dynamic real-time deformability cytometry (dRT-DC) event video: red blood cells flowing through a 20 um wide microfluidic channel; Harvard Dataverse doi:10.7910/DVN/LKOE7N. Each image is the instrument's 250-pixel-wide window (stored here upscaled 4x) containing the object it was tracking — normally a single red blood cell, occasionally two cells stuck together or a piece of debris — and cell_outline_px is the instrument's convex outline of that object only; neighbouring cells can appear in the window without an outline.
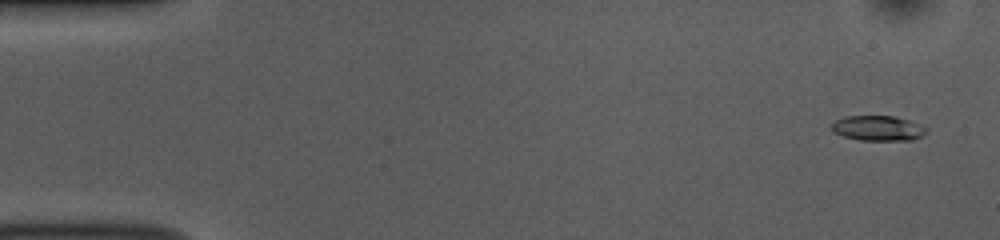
{"species": "common noctule bat (a hibernating species)", "species_latin": "Nyctalus noctula", "temperature_condition": "room temperature", "stored_images_in_passage": 52, "camera_frame_rate_fps": 3000, "um_per_image_px": 0.085, "animal": {"sex": "female", "body_mass_g": 10.0, "forearm_length_mm": 53.1}, "frame": {"image": 1, "passage_image": 2, "time_ms": 0.333, "image_size_px": [1000, 240], "cell_outline_px": [[928, 132], [912, 140], [860, 140], [844, 136], [832, 132], [832, 124], [836, 120], [844, 116], [892, 116], [908, 120], [920, 124], [928, 128]], "centroid_in_image_um": [74.64, 10.9], "position_along_channel_um": 10.4, "area_um2": 13.81}}
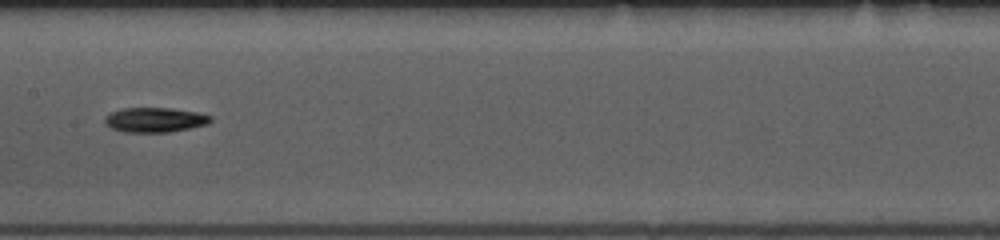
{"frame": {"image": 2, "passage_image": 26, "time_ms": 8.333, "image_size_px": [1000, 240], "cell_outline_px": [[212, 120], [208, 124], [168, 132], [124, 132], [112, 128], [104, 124], [104, 116], [112, 112], [124, 108], [172, 108], [196, 112], [212, 116]], "centroid_in_image_um": [13.15, 10.18], "position_along_channel_um": 194.3, "area_um2": 15.2}}
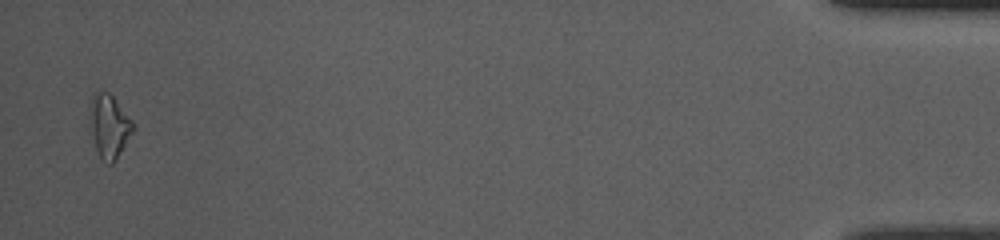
{"frame": {"image": 3, "passage_image": 51, "time_ms": 16.667, "image_size_px": [1000, 240], "cell_outline_px": [[136, 128], [116, 160], [112, 164], [108, 164], [100, 156], [96, 148], [92, 132], [92, 96], [96, 92], [108, 92], [112, 96], [132, 120]], "centroid_in_image_um": [9.35, 10.76], "position_along_channel_um": 425.9, "area_um2": 15.32}, "authors_computed_cell_mechanics": {"area_um2": 14.2766, "velocity_mm_per_s": 3.8203, "shape_relaxation_time_tau1_ms": 3.7681, "shape_relaxation_time_tau2_ms": null, "deformation_change_tau1": 0.1397, "deformation_change_tau2": null}}